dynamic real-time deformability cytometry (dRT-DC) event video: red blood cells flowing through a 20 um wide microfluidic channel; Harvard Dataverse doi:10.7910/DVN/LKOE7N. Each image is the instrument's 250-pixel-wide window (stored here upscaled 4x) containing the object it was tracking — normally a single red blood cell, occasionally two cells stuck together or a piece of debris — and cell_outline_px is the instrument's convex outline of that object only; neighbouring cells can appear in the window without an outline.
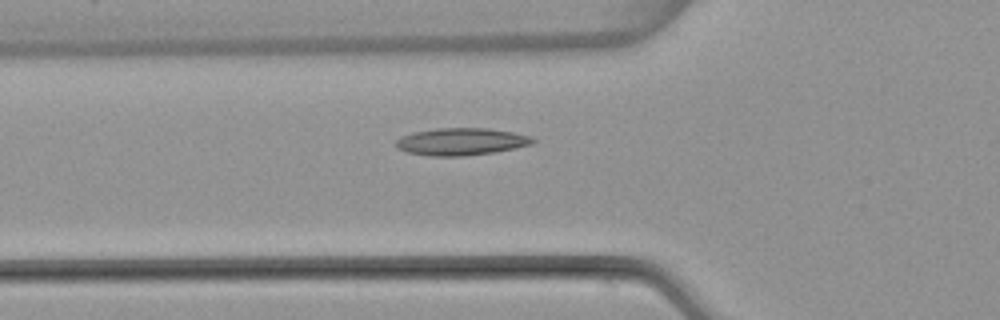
{"species": "common noctule bat (a hibernating species)", "species_latin": "Nyctalus noctula", "temperature_condition": "warm", "stored_images_in_passage": 36, "camera_frame_rate_fps": 3000, "um_per_image_px": 0.085, "animal": {"sex": "female", "body_mass_g": 22.7, "forearm_length_mm": 54.2}, "frame": {"image": 1, "passage_image": 8, "time_ms": 2.333, "image_size_px": [1000, 320], "cell_outline_px": [[536, 140], [532, 144], [516, 148], [496, 152], [464, 156], [428, 156], [408, 152], [396, 148], [396, 140], [400, 136], [412, 132], [436, 128], [488, 128], [512, 132], [532, 136]], "centroid_in_image_um": [39.2, 12.04], "position_along_channel_um": 86.6, "area_um2": 21.96}}
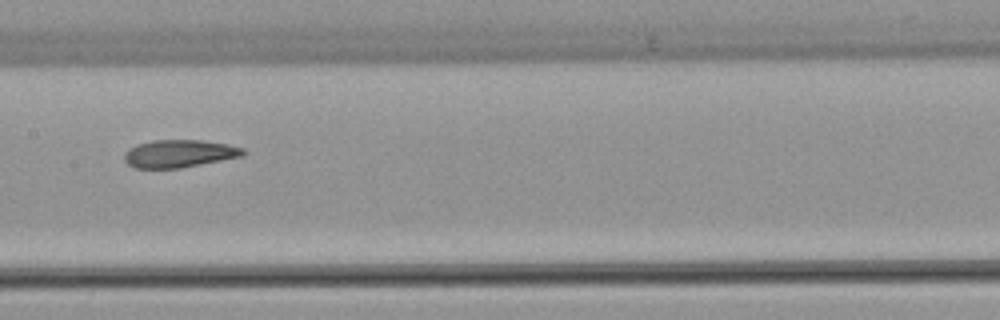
{"frame": {"image": 2, "passage_image": 16, "time_ms": 5.0, "image_size_px": [1000, 320], "cell_outline_px": [[248, 152], [244, 156], [180, 168], [132, 168], [124, 160], [124, 152], [128, 148], [136, 144], [152, 140], [200, 140], [228, 144], [244, 148]], "centroid_in_image_um": [15.23, 13.05], "position_along_channel_um": 192.2, "area_um2": 19.42}}
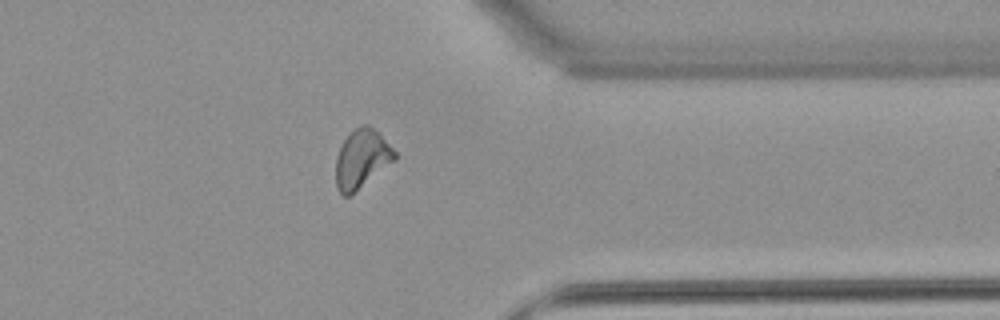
{"frame": {"image": 3, "passage_image": 31, "time_ms": 10.0, "image_size_px": [1000, 320], "cell_outline_px": [[396, 160], [348, 196], [344, 196], [336, 188], [336, 156], [344, 140], [356, 128], [364, 124], [368, 124], [396, 152]], "centroid_in_image_um": [30.73, 13.52], "position_along_channel_um": 380.7, "area_um2": 19.54}}